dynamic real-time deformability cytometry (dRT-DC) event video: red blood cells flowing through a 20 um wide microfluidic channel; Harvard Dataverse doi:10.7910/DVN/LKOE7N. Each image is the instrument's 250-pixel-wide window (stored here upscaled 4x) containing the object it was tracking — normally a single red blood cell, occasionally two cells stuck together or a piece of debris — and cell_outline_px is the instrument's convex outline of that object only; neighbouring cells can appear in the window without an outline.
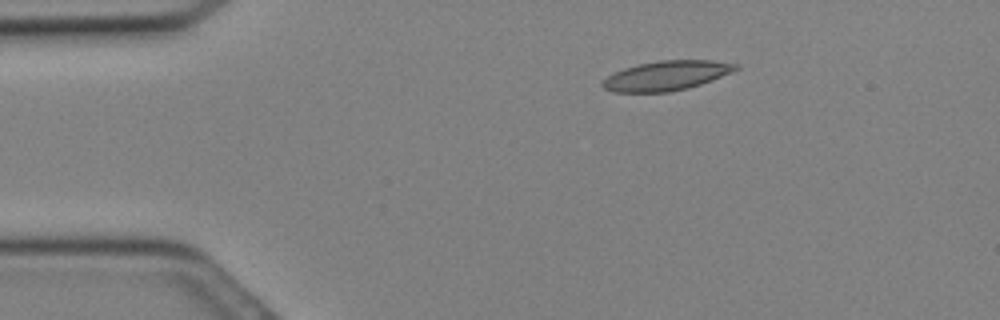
{"species": "Egyptian fruit bat (a non-hibernating species)", "species_latin": "Rousettus aegyptiacus", "temperature_condition": "cold", "stored_images_in_passage": 16, "camera_frame_rate_fps": 3000, "um_per_image_px": 0.085, "animal": {"sex": "female"}, "frame": {"image": 1, "passage_image": 1, "time_ms": 0.0, "image_size_px": [1000, 320], "cell_outline_px": [[740, 68], [732, 72], [712, 80], [688, 88], [668, 92], [612, 92], [604, 88], [600, 84], [608, 76], [624, 68], [640, 64], [660, 60], [712, 60], [740, 64]], "centroid_in_image_um": [56.68, 6.43], "position_along_channel_um": 28.3, "area_um2": 22.89}}
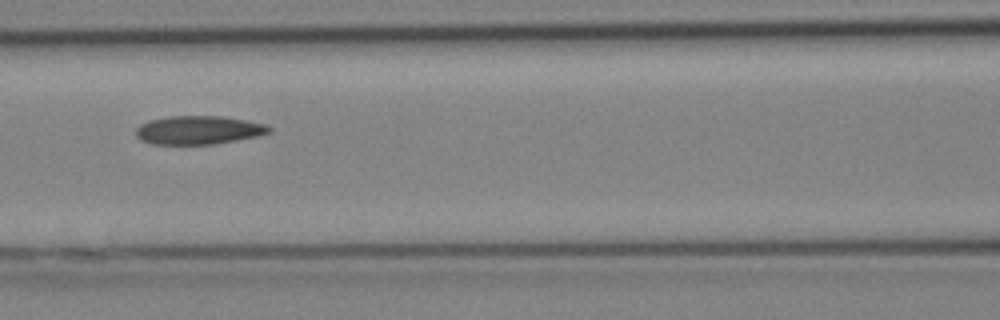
{"frame": {"image": 2, "passage_image": 9, "time_ms": 2.667, "image_size_px": [1000, 320], "cell_outline_px": [[272, 132], [260, 136], [212, 144], [152, 144], [140, 140], [136, 136], [136, 128], [140, 124], [148, 120], [168, 116], [224, 116], [264, 124], [272, 128]], "centroid_in_image_um": [16.86, 11.05], "position_along_channel_um": 149.7, "area_um2": 22.25}}
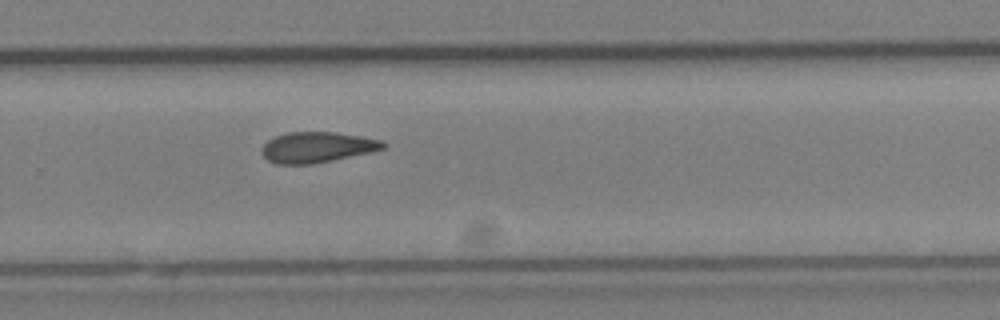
{"frame": {"image": 3, "passage_image": 16, "time_ms": 5.0, "image_size_px": [1000, 320], "cell_outline_px": [[388, 144], [384, 148], [372, 152], [312, 164], [276, 164], [268, 160], [260, 152], [260, 148], [268, 140], [276, 136], [288, 132], [336, 132], [364, 136], [380, 140]], "centroid_in_image_um": [26.95, 12.51], "position_along_channel_um": 302.8, "area_um2": 21.79}}